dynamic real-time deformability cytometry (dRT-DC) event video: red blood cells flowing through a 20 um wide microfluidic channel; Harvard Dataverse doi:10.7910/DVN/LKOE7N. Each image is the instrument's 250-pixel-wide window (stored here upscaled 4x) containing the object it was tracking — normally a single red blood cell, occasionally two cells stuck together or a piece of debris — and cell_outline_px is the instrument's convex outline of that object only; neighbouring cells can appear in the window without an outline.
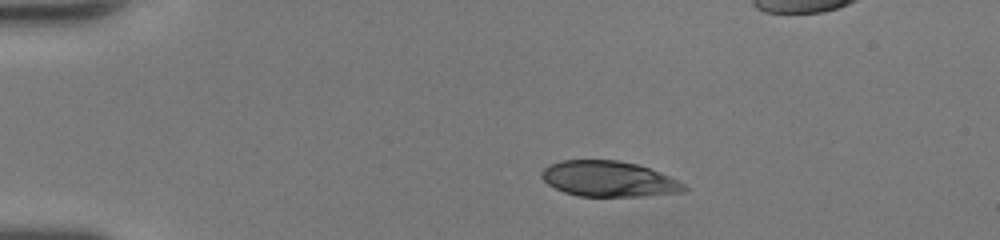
{"species": "human", "species_latin": "Homo sapiens", "temperature_condition": "room temperature", "stored_images_in_passage": 40, "camera_frame_rate_fps": 3000, "um_per_image_px": 0.085, "donor": {"sex": "female"}, "frame": {"image": 1, "passage_image": 1, "time_ms": 0.0, "image_size_px": [1000, 240], "cell_outline_px": [[692, 188], [684, 192], [644, 196], [576, 196], [564, 192], [548, 184], [540, 176], [540, 172], [548, 164], [560, 160], [616, 160], [636, 164], [660, 172]], "centroid_in_image_um": [51.73, 15.21], "position_along_channel_um": 33.3, "area_um2": 29.65}}
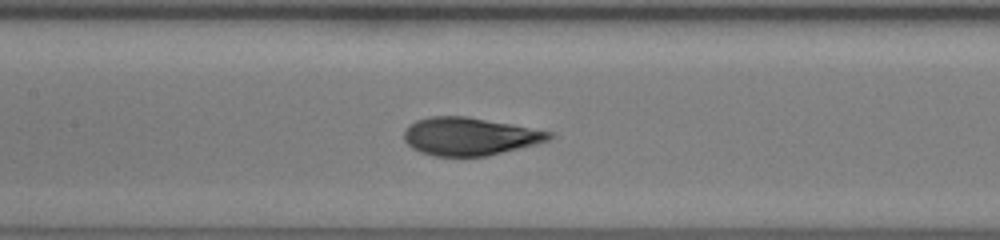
{"frame": {"image": 2, "passage_image": 15, "time_ms": 4.667, "image_size_px": [1000, 240], "cell_outline_px": [[556, 136], [548, 140], [536, 144], [488, 156], [432, 156], [420, 152], [412, 148], [404, 140], [404, 128], [408, 124], [416, 120], [432, 116], [468, 116], [552, 132]], "centroid_in_image_um": [39.89, 11.59], "position_along_channel_um": 167.5, "area_um2": 32.14}}
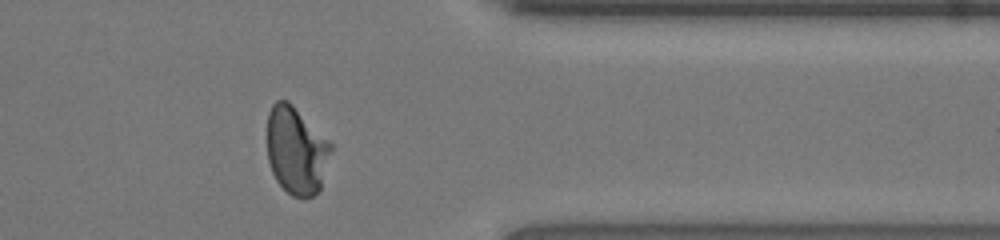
{"frame": {"image": 3, "passage_image": 31, "time_ms": 10.0, "image_size_px": [1000, 240], "cell_outline_px": [[332, 148], [320, 188], [312, 196], [304, 200], [292, 196], [276, 180], [272, 172], [268, 160], [268, 112], [272, 104], [276, 100], [288, 100], [332, 144]], "centroid_in_image_um": [25.17, 12.8], "position_along_channel_um": 386.2, "area_um2": 32.37}, "authors_computed_cell_mechanics": {"area_um2": 32.3391, "velocity_mm_per_s": 4.2858, "shape_relaxation_time_tau1_ms": 3.4791, "shape_relaxation_time_tau2_ms": null, "deformation_change_tau1": 0.2144, "deformation_change_tau2": null}}